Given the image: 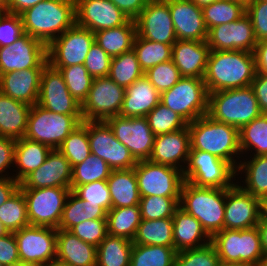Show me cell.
<instances>
[{
    "mask_svg": "<svg viewBox=\"0 0 267 266\" xmlns=\"http://www.w3.org/2000/svg\"><path fill=\"white\" fill-rule=\"evenodd\" d=\"M255 74L253 52L210 50L203 80L212 93L250 86Z\"/></svg>",
    "mask_w": 267,
    "mask_h": 266,
    "instance_id": "cell-1",
    "label": "cell"
},
{
    "mask_svg": "<svg viewBox=\"0 0 267 266\" xmlns=\"http://www.w3.org/2000/svg\"><path fill=\"white\" fill-rule=\"evenodd\" d=\"M188 130L190 150L208 152L229 162L235 169L238 168L242 155L237 127L216 121L205 114L188 123Z\"/></svg>",
    "mask_w": 267,
    "mask_h": 266,
    "instance_id": "cell-2",
    "label": "cell"
},
{
    "mask_svg": "<svg viewBox=\"0 0 267 266\" xmlns=\"http://www.w3.org/2000/svg\"><path fill=\"white\" fill-rule=\"evenodd\" d=\"M20 16L24 33L48 46L76 23L75 0H45Z\"/></svg>",
    "mask_w": 267,
    "mask_h": 266,
    "instance_id": "cell-3",
    "label": "cell"
},
{
    "mask_svg": "<svg viewBox=\"0 0 267 266\" xmlns=\"http://www.w3.org/2000/svg\"><path fill=\"white\" fill-rule=\"evenodd\" d=\"M226 189L197 187L184 181L179 207L195 217L212 237L224 229Z\"/></svg>",
    "mask_w": 267,
    "mask_h": 266,
    "instance_id": "cell-4",
    "label": "cell"
},
{
    "mask_svg": "<svg viewBox=\"0 0 267 266\" xmlns=\"http://www.w3.org/2000/svg\"><path fill=\"white\" fill-rule=\"evenodd\" d=\"M262 114L251 86L209 93L207 115L240 129Z\"/></svg>",
    "mask_w": 267,
    "mask_h": 266,
    "instance_id": "cell-5",
    "label": "cell"
},
{
    "mask_svg": "<svg viewBox=\"0 0 267 266\" xmlns=\"http://www.w3.org/2000/svg\"><path fill=\"white\" fill-rule=\"evenodd\" d=\"M219 261L242 266H261L264 253L257 227L245 230L223 229L211 237Z\"/></svg>",
    "mask_w": 267,
    "mask_h": 266,
    "instance_id": "cell-6",
    "label": "cell"
},
{
    "mask_svg": "<svg viewBox=\"0 0 267 266\" xmlns=\"http://www.w3.org/2000/svg\"><path fill=\"white\" fill-rule=\"evenodd\" d=\"M82 115L50 112L38 104L31 106L25 138L58 149L65 138L83 122Z\"/></svg>",
    "mask_w": 267,
    "mask_h": 266,
    "instance_id": "cell-7",
    "label": "cell"
},
{
    "mask_svg": "<svg viewBox=\"0 0 267 266\" xmlns=\"http://www.w3.org/2000/svg\"><path fill=\"white\" fill-rule=\"evenodd\" d=\"M184 180L197 187L231 188L236 182V169L227 161L208 152L190 150L183 171Z\"/></svg>",
    "mask_w": 267,
    "mask_h": 266,
    "instance_id": "cell-8",
    "label": "cell"
},
{
    "mask_svg": "<svg viewBox=\"0 0 267 266\" xmlns=\"http://www.w3.org/2000/svg\"><path fill=\"white\" fill-rule=\"evenodd\" d=\"M208 95L203 79L182 77L172 88L160 93V102L190 123L207 114Z\"/></svg>",
    "mask_w": 267,
    "mask_h": 266,
    "instance_id": "cell-9",
    "label": "cell"
},
{
    "mask_svg": "<svg viewBox=\"0 0 267 266\" xmlns=\"http://www.w3.org/2000/svg\"><path fill=\"white\" fill-rule=\"evenodd\" d=\"M20 190L26 199L29 224L58 229L71 188L46 187Z\"/></svg>",
    "mask_w": 267,
    "mask_h": 266,
    "instance_id": "cell-10",
    "label": "cell"
},
{
    "mask_svg": "<svg viewBox=\"0 0 267 266\" xmlns=\"http://www.w3.org/2000/svg\"><path fill=\"white\" fill-rule=\"evenodd\" d=\"M134 170L140 197H180L183 171L149 160L138 161Z\"/></svg>",
    "mask_w": 267,
    "mask_h": 266,
    "instance_id": "cell-11",
    "label": "cell"
},
{
    "mask_svg": "<svg viewBox=\"0 0 267 266\" xmlns=\"http://www.w3.org/2000/svg\"><path fill=\"white\" fill-rule=\"evenodd\" d=\"M125 88L109 76L94 78L87 98L81 104L84 121H105L119 116L124 100Z\"/></svg>",
    "mask_w": 267,
    "mask_h": 266,
    "instance_id": "cell-12",
    "label": "cell"
},
{
    "mask_svg": "<svg viewBox=\"0 0 267 266\" xmlns=\"http://www.w3.org/2000/svg\"><path fill=\"white\" fill-rule=\"evenodd\" d=\"M13 233L21 262L47 266L56 261V228L29 225Z\"/></svg>",
    "mask_w": 267,
    "mask_h": 266,
    "instance_id": "cell-13",
    "label": "cell"
},
{
    "mask_svg": "<svg viewBox=\"0 0 267 266\" xmlns=\"http://www.w3.org/2000/svg\"><path fill=\"white\" fill-rule=\"evenodd\" d=\"M94 42V32L75 23L47 46L48 63L52 67L84 64Z\"/></svg>",
    "mask_w": 267,
    "mask_h": 266,
    "instance_id": "cell-14",
    "label": "cell"
},
{
    "mask_svg": "<svg viewBox=\"0 0 267 266\" xmlns=\"http://www.w3.org/2000/svg\"><path fill=\"white\" fill-rule=\"evenodd\" d=\"M91 154L103 159L112 170H128L136 166L129 149L116 137L106 121H88Z\"/></svg>",
    "mask_w": 267,
    "mask_h": 266,
    "instance_id": "cell-15",
    "label": "cell"
},
{
    "mask_svg": "<svg viewBox=\"0 0 267 266\" xmlns=\"http://www.w3.org/2000/svg\"><path fill=\"white\" fill-rule=\"evenodd\" d=\"M105 121L116 139L129 149L137 162L149 159L155 135L146 117L112 116Z\"/></svg>",
    "mask_w": 267,
    "mask_h": 266,
    "instance_id": "cell-16",
    "label": "cell"
},
{
    "mask_svg": "<svg viewBox=\"0 0 267 266\" xmlns=\"http://www.w3.org/2000/svg\"><path fill=\"white\" fill-rule=\"evenodd\" d=\"M47 63V46L27 33L11 45L0 47V75L11 71L44 68Z\"/></svg>",
    "mask_w": 267,
    "mask_h": 266,
    "instance_id": "cell-17",
    "label": "cell"
},
{
    "mask_svg": "<svg viewBox=\"0 0 267 266\" xmlns=\"http://www.w3.org/2000/svg\"><path fill=\"white\" fill-rule=\"evenodd\" d=\"M37 104L42 108L65 115H82L81 105L68 91L62 73L49 63L42 70Z\"/></svg>",
    "mask_w": 267,
    "mask_h": 266,
    "instance_id": "cell-18",
    "label": "cell"
},
{
    "mask_svg": "<svg viewBox=\"0 0 267 266\" xmlns=\"http://www.w3.org/2000/svg\"><path fill=\"white\" fill-rule=\"evenodd\" d=\"M134 21L137 35L141 38L164 44L177 41L169 0L148 1Z\"/></svg>",
    "mask_w": 267,
    "mask_h": 266,
    "instance_id": "cell-19",
    "label": "cell"
},
{
    "mask_svg": "<svg viewBox=\"0 0 267 266\" xmlns=\"http://www.w3.org/2000/svg\"><path fill=\"white\" fill-rule=\"evenodd\" d=\"M206 42L210 50L217 51L253 52L257 44L251 19L246 13L237 21L210 28Z\"/></svg>",
    "mask_w": 267,
    "mask_h": 266,
    "instance_id": "cell-20",
    "label": "cell"
},
{
    "mask_svg": "<svg viewBox=\"0 0 267 266\" xmlns=\"http://www.w3.org/2000/svg\"><path fill=\"white\" fill-rule=\"evenodd\" d=\"M237 183V184H236ZM226 189L224 229L245 230L259 222V200L244 191L237 182Z\"/></svg>",
    "mask_w": 267,
    "mask_h": 266,
    "instance_id": "cell-21",
    "label": "cell"
},
{
    "mask_svg": "<svg viewBox=\"0 0 267 266\" xmlns=\"http://www.w3.org/2000/svg\"><path fill=\"white\" fill-rule=\"evenodd\" d=\"M76 24L92 32L125 25L130 18L110 0H75Z\"/></svg>",
    "mask_w": 267,
    "mask_h": 266,
    "instance_id": "cell-22",
    "label": "cell"
},
{
    "mask_svg": "<svg viewBox=\"0 0 267 266\" xmlns=\"http://www.w3.org/2000/svg\"><path fill=\"white\" fill-rule=\"evenodd\" d=\"M72 169L65 156L58 149H52L45 162L20 182L19 189L71 188Z\"/></svg>",
    "mask_w": 267,
    "mask_h": 266,
    "instance_id": "cell-23",
    "label": "cell"
},
{
    "mask_svg": "<svg viewBox=\"0 0 267 266\" xmlns=\"http://www.w3.org/2000/svg\"><path fill=\"white\" fill-rule=\"evenodd\" d=\"M190 151L188 126L183 129L155 136L149 161L184 171Z\"/></svg>",
    "mask_w": 267,
    "mask_h": 266,
    "instance_id": "cell-24",
    "label": "cell"
},
{
    "mask_svg": "<svg viewBox=\"0 0 267 266\" xmlns=\"http://www.w3.org/2000/svg\"><path fill=\"white\" fill-rule=\"evenodd\" d=\"M169 10L177 40L206 41L208 29L202 7L192 0H169Z\"/></svg>",
    "mask_w": 267,
    "mask_h": 266,
    "instance_id": "cell-25",
    "label": "cell"
},
{
    "mask_svg": "<svg viewBox=\"0 0 267 266\" xmlns=\"http://www.w3.org/2000/svg\"><path fill=\"white\" fill-rule=\"evenodd\" d=\"M209 52L206 41L177 40L172 45V61L182 77L203 79Z\"/></svg>",
    "mask_w": 267,
    "mask_h": 266,
    "instance_id": "cell-26",
    "label": "cell"
},
{
    "mask_svg": "<svg viewBox=\"0 0 267 266\" xmlns=\"http://www.w3.org/2000/svg\"><path fill=\"white\" fill-rule=\"evenodd\" d=\"M42 70L43 68H30L1 74L0 91L33 106L38 102Z\"/></svg>",
    "mask_w": 267,
    "mask_h": 266,
    "instance_id": "cell-27",
    "label": "cell"
},
{
    "mask_svg": "<svg viewBox=\"0 0 267 266\" xmlns=\"http://www.w3.org/2000/svg\"><path fill=\"white\" fill-rule=\"evenodd\" d=\"M97 247L68 230L57 229L56 261L67 266H96Z\"/></svg>",
    "mask_w": 267,
    "mask_h": 266,
    "instance_id": "cell-28",
    "label": "cell"
},
{
    "mask_svg": "<svg viewBox=\"0 0 267 266\" xmlns=\"http://www.w3.org/2000/svg\"><path fill=\"white\" fill-rule=\"evenodd\" d=\"M160 102V93L145 77L137 79L125 89L121 117H146Z\"/></svg>",
    "mask_w": 267,
    "mask_h": 266,
    "instance_id": "cell-29",
    "label": "cell"
},
{
    "mask_svg": "<svg viewBox=\"0 0 267 266\" xmlns=\"http://www.w3.org/2000/svg\"><path fill=\"white\" fill-rule=\"evenodd\" d=\"M173 240L176 252L196 249L211 243V237L201 223L178 207L173 214Z\"/></svg>",
    "mask_w": 267,
    "mask_h": 266,
    "instance_id": "cell-30",
    "label": "cell"
},
{
    "mask_svg": "<svg viewBox=\"0 0 267 266\" xmlns=\"http://www.w3.org/2000/svg\"><path fill=\"white\" fill-rule=\"evenodd\" d=\"M31 105L0 91V136L14 140L25 136Z\"/></svg>",
    "mask_w": 267,
    "mask_h": 266,
    "instance_id": "cell-31",
    "label": "cell"
},
{
    "mask_svg": "<svg viewBox=\"0 0 267 266\" xmlns=\"http://www.w3.org/2000/svg\"><path fill=\"white\" fill-rule=\"evenodd\" d=\"M51 148L39 142L22 137L15 141L14 166L12 178L21 182L27 175L38 169L46 160Z\"/></svg>",
    "mask_w": 267,
    "mask_h": 266,
    "instance_id": "cell-32",
    "label": "cell"
},
{
    "mask_svg": "<svg viewBox=\"0 0 267 266\" xmlns=\"http://www.w3.org/2000/svg\"><path fill=\"white\" fill-rule=\"evenodd\" d=\"M106 181L111 194L112 208L139 206L141 197L134 168L112 170Z\"/></svg>",
    "mask_w": 267,
    "mask_h": 266,
    "instance_id": "cell-33",
    "label": "cell"
},
{
    "mask_svg": "<svg viewBox=\"0 0 267 266\" xmlns=\"http://www.w3.org/2000/svg\"><path fill=\"white\" fill-rule=\"evenodd\" d=\"M242 160L236 169V176L241 174L237 178L245 179L240 181L243 184L238 185L257 198L267 195V155L251 156L249 160L245 157Z\"/></svg>",
    "mask_w": 267,
    "mask_h": 266,
    "instance_id": "cell-34",
    "label": "cell"
},
{
    "mask_svg": "<svg viewBox=\"0 0 267 266\" xmlns=\"http://www.w3.org/2000/svg\"><path fill=\"white\" fill-rule=\"evenodd\" d=\"M136 35V25L135 21L132 19L125 25L100 30L94 33L95 42L111 58L133 49Z\"/></svg>",
    "mask_w": 267,
    "mask_h": 266,
    "instance_id": "cell-35",
    "label": "cell"
},
{
    "mask_svg": "<svg viewBox=\"0 0 267 266\" xmlns=\"http://www.w3.org/2000/svg\"><path fill=\"white\" fill-rule=\"evenodd\" d=\"M106 217L107 211L103 207L87 203L71 191L66 199L58 229L69 231L84 220L107 219Z\"/></svg>",
    "mask_w": 267,
    "mask_h": 266,
    "instance_id": "cell-36",
    "label": "cell"
},
{
    "mask_svg": "<svg viewBox=\"0 0 267 266\" xmlns=\"http://www.w3.org/2000/svg\"><path fill=\"white\" fill-rule=\"evenodd\" d=\"M132 242L138 245L174 246L172 217L142 219Z\"/></svg>",
    "mask_w": 267,
    "mask_h": 266,
    "instance_id": "cell-37",
    "label": "cell"
},
{
    "mask_svg": "<svg viewBox=\"0 0 267 266\" xmlns=\"http://www.w3.org/2000/svg\"><path fill=\"white\" fill-rule=\"evenodd\" d=\"M108 235L133 241L142 220L140 206L112 208L107 212Z\"/></svg>",
    "mask_w": 267,
    "mask_h": 266,
    "instance_id": "cell-38",
    "label": "cell"
},
{
    "mask_svg": "<svg viewBox=\"0 0 267 266\" xmlns=\"http://www.w3.org/2000/svg\"><path fill=\"white\" fill-rule=\"evenodd\" d=\"M239 146L242 157L250 151V156L267 155V114H261L239 129Z\"/></svg>",
    "mask_w": 267,
    "mask_h": 266,
    "instance_id": "cell-39",
    "label": "cell"
},
{
    "mask_svg": "<svg viewBox=\"0 0 267 266\" xmlns=\"http://www.w3.org/2000/svg\"><path fill=\"white\" fill-rule=\"evenodd\" d=\"M133 242L107 235L97 247L96 266H130Z\"/></svg>",
    "mask_w": 267,
    "mask_h": 266,
    "instance_id": "cell-40",
    "label": "cell"
},
{
    "mask_svg": "<svg viewBox=\"0 0 267 266\" xmlns=\"http://www.w3.org/2000/svg\"><path fill=\"white\" fill-rule=\"evenodd\" d=\"M174 246L133 244L130 266H174Z\"/></svg>",
    "mask_w": 267,
    "mask_h": 266,
    "instance_id": "cell-41",
    "label": "cell"
},
{
    "mask_svg": "<svg viewBox=\"0 0 267 266\" xmlns=\"http://www.w3.org/2000/svg\"><path fill=\"white\" fill-rule=\"evenodd\" d=\"M108 76L125 89L144 76V71L138 62L135 51L131 49L119 56L113 57Z\"/></svg>",
    "mask_w": 267,
    "mask_h": 266,
    "instance_id": "cell-42",
    "label": "cell"
},
{
    "mask_svg": "<svg viewBox=\"0 0 267 266\" xmlns=\"http://www.w3.org/2000/svg\"><path fill=\"white\" fill-rule=\"evenodd\" d=\"M172 45L149 41L136 35L133 50L144 72L157 64L172 60Z\"/></svg>",
    "mask_w": 267,
    "mask_h": 266,
    "instance_id": "cell-43",
    "label": "cell"
},
{
    "mask_svg": "<svg viewBox=\"0 0 267 266\" xmlns=\"http://www.w3.org/2000/svg\"><path fill=\"white\" fill-rule=\"evenodd\" d=\"M58 150L69 161L72 168L82 163L89 155L91 150L88 137V121H83L74 129L62 142Z\"/></svg>",
    "mask_w": 267,
    "mask_h": 266,
    "instance_id": "cell-44",
    "label": "cell"
},
{
    "mask_svg": "<svg viewBox=\"0 0 267 266\" xmlns=\"http://www.w3.org/2000/svg\"><path fill=\"white\" fill-rule=\"evenodd\" d=\"M112 169L100 157L89 155L82 163L72 169L71 191L79 185L95 181H106Z\"/></svg>",
    "mask_w": 267,
    "mask_h": 266,
    "instance_id": "cell-45",
    "label": "cell"
},
{
    "mask_svg": "<svg viewBox=\"0 0 267 266\" xmlns=\"http://www.w3.org/2000/svg\"><path fill=\"white\" fill-rule=\"evenodd\" d=\"M0 220L9 232H15L30 225L26 199L20 189L0 206Z\"/></svg>",
    "mask_w": 267,
    "mask_h": 266,
    "instance_id": "cell-46",
    "label": "cell"
},
{
    "mask_svg": "<svg viewBox=\"0 0 267 266\" xmlns=\"http://www.w3.org/2000/svg\"><path fill=\"white\" fill-rule=\"evenodd\" d=\"M202 13L207 29L237 21L246 13V8L230 0H219L202 7Z\"/></svg>",
    "mask_w": 267,
    "mask_h": 266,
    "instance_id": "cell-47",
    "label": "cell"
},
{
    "mask_svg": "<svg viewBox=\"0 0 267 266\" xmlns=\"http://www.w3.org/2000/svg\"><path fill=\"white\" fill-rule=\"evenodd\" d=\"M149 127L155 136L174 132L188 126L176 112L159 102L146 116Z\"/></svg>",
    "mask_w": 267,
    "mask_h": 266,
    "instance_id": "cell-48",
    "label": "cell"
},
{
    "mask_svg": "<svg viewBox=\"0 0 267 266\" xmlns=\"http://www.w3.org/2000/svg\"><path fill=\"white\" fill-rule=\"evenodd\" d=\"M54 68L62 73L68 91L81 105L87 98L94 78L87 72L83 64Z\"/></svg>",
    "mask_w": 267,
    "mask_h": 266,
    "instance_id": "cell-49",
    "label": "cell"
},
{
    "mask_svg": "<svg viewBox=\"0 0 267 266\" xmlns=\"http://www.w3.org/2000/svg\"><path fill=\"white\" fill-rule=\"evenodd\" d=\"M180 197L147 196L140 198L141 218L163 219L173 217L179 207Z\"/></svg>",
    "mask_w": 267,
    "mask_h": 266,
    "instance_id": "cell-50",
    "label": "cell"
},
{
    "mask_svg": "<svg viewBox=\"0 0 267 266\" xmlns=\"http://www.w3.org/2000/svg\"><path fill=\"white\" fill-rule=\"evenodd\" d=\"M219 263L216 249L210 243L201 248L176 252L174 266H217Z\"/></svg>",
    "mask_w": 267,
    "mask_h": 266,
    "instance_id": "cell-51",
    "label": "cell"
},
{
    "mask_svg": "<svg viewBox=\"0 0 267 266\" xmlns=\"http://www.w3.org/2000/svg\"><path fill=\"white\" fill-rule=\"evenodd\" d=\"M144 76L159 93L172 88L182 78L172 60L157 64L144 72Z\"/></svg>",
    "mask_w": 267,
    "mask_h": 266,
    "instance_id": "cell-52",
    "label": "cell"
},
{
    "mask_svg": "<svg viewBox=\"0 0 267 266\" xmlns=\"http://www.w3.org/2000/svg\"><path fill=\"white\" fill-rule=\"evenodd\" d=\"M72 192L87 203L97 204L107 212L112 209L111 194L107 181H95L76 186Z\"/></svg>",
    "mask_w": 267,
    "mask_h": 266,
    "instance_id": "cell-53",
    "label": "cell"
},
{
    "mask_svg": "<svg viewBox=\"0 0 267 266\" xmlns=\"http://www.w3.org/2000/svg\"><path fill=\"white\" fill-rule=\"evenodd\" d=\"M69 231L82 241L98 247L108 235L107 219L84 220Z\"/></svg>",
    "mask_w": 267,
    "mask_h": 266,
    "instance_id": "cell-54",
    "label": "cell"
},
{
    "mask_svg": "<svg viewBox=\"0 0 267 266\" xmlns=\"http://www.w3.org/2000/svg\"><path fill=\"white\" fill-rule=\"evenodd\" d=\"M111 57L94 42L84 61L87 72L93 78H100L109 75Z\"/></svg>",
    "mask_w": 267,
    "mask_h": 266,
    "instance_id": "cell-55",
    "label": "cell"
},
{
    "mask_svg": "<svg viewBox=\"0 0 267 266\" xmlns=\"http://www.w3.org/2000/svg\"><path fill=\"white\" fill-rule=\"evenodd\" d=\"M246 14L251 19L255 38L258 41L267 39V1L252 0L246 7Z\"/></svg>",
    "mask_w": 267,
    "mask_h": 266,
    "instance_id": "cell-56",
    "label": "cell"
},
{
    "mask_svg": "<svg viewBox=\"0 0 267 266\" xmlns=\"http://www.w3.org/2000/svg\"><path fill=\"white\" fill-rule=\"evenodd\" d=\"M24 34L19 14L6 12L0 19V47L11 45Z\"/></svg>",
    "mask_w": 267,
    "mask_h": 266,
    "instance_id": "cell-57",
    "label": "cell"
},
{
    "mask_svg": "<svg viewBox=\"0 0 267 266\" xmlns=\"http://www.w3.org/2000/svg\"><path fill=\"white\" fill-rule=\"evenodd\" d=\"M18 245L13 232L0 238V263L3 266L19 263Z\"/></svg>",
    "mask_w": 267,
    "mask_h": 266,
    "instance_id": "cell-58",
    "label": "cell"
},
{
    "mask_svg": "<svg viewBox=\"0 0 267 266\" xmlns=\"http://www.w3.org/2000/svg\"><path fill=\"white\" fill-rule=\"evenodd\" d=\"M15 141L0 136V179L12 177L8 169L14 165Z\"/></svg>",
    "mask_w": 267,
    "mask_h": 266,
    "instance_id": "cell-59",
    "label": "cell"
},
{
    "mask_svg": "<svg viewBox=\"0 0 267 266\" xmlns=\"http://www.w3.org/2000/svg\"><path fill=\"white\" fill-rule=\"evenodd\" d=\"M250 86L257 98L262 114H267V74L256 73Z\"/></svg>",
    "mask_w": 267,
    "mask_h": 266,
    "instance_id": "cell-60",
    "label": "cell"
},
{
    "mask_svg": "<svg viewBox=\"0 0 267 266\" xmlns=\"http://www.w3.org/2000/svg\"><path fill=\"white\" fill-rule=\"evenodd\" d=\"M125 15L134 20L145 8L147 0H110Z\"/></svg>",
    "mask_w": 267,
    "mask_h": 266,
    "instance_id": "cell-61",
    "label": "cell"
},
{
    "mask_svg": "<svg viewBox=\"0 0 267 266\" xmlns=\"http://www.w3.org/2000/svg\"><path fill=\"white\" fill-rule=\"evenodd\" d=\"M253 54L256 73L267 74V39L257 42Z\"/></svg>",
    "mask_w": 267,
    "mask_h": 266,
    "instance_id": "cell-62",
    "label": "cell"
},
{
    "mask_svg": "<svg viewBox=\"0 0 267 266\" xmlns=\"http://www.w3.org/2000/svg\"><path fill=\"white\" fill-rule=\"evenodd\" d=\"M20 188V183L12 177L0 179V206Z\"/></svg>",
    "mask_w": 267,
    "mask_h": 266,
    "instance_id": "cell-63",
    "label": "cell"
},
{
    "mask_svg": "<svg viewBox=\"0 0 267 266\" xmlns=\"http://www.w3.org/2000/svg\"><path fill=\"white\" fill-rule=\"evenodd\" d=\"M45 0H6L5 9L7 12L21 14L26 9L37 5Z\"/></svg>",
    "mask_w": 267,
    "mask_h": 266,
    "instance_id": "cell-64",
    "label": "cell"
},
{
    "mask_svg": "<svg viewBox=\"0 0 267 266\" xmlns=\"http://www.w3.org/2000/svg\"><path fill=\"white\" fill-rule=\"evenodd\" d=\"M256 227L259 232L263 253L267 255V221H259Z\"/></svg>",
    "mask_w": 267,
    "mask_h": 266,
    "instance_id": "cell-65",
    "label": "cell"
},
{
    "mask_svg": "<svg viewBox=\"0 0 267 266\" xmlns=\"http://www.w3.org/2000/svg\"><path fill=\"white\" fill-rule=\"evenodd\" d=\"M259 200V221H267V195L261 196Z\"/></svg>",
    "mask_w": 267,
    "mask_h": 266,
    "instance_id": "cell-66",
    "label": "cell"
},
{
    "mask_svg": "<svg viewBox=\"0 0 267 266\" xmlns=\"http://www.w3.org/2000/svg\"><path fill=\"white\" fill-rule=\"evenodd\" d=\"M196 5H198L199 7H203V6H206V5H209V4H212L216 1H219V0H192Z\"/></svg>",
    "mask_w": 267,
    "mask_h": 266,
    "instance_id": "cell-67",
    "label": "cell"
},
{
    "mask_svg": "<svg viewBox=\"0 0 267 266\" xmlns=\"http://www.w3.org/2000/svg\"><path fill=\"white\" fill-rule=\"evenodd\" d=\"M9 233H10L9 230L4 226V224L0 220V238L6 236Z\"/></svg>",
    "mask_w": 267,
    "mask_h": 266,
    "instance_id": "cell-68",
    "label": "cell"
},
{
    "mask_svg": "<svg viewBox=\"0 0 267 266\" xmlns=\"http://www.w3.org/2000/svg\"><path fill=\"white\" fill-rule=\"evenodd\" d=\"M230 1L239 3V4H241L243 7L246 8L252 0H230Z\"/></svg>",
    "mask_w": 267,
    "mask_h": 266,
    "instance_id": "cell-69",
    "label": "cell"
},
{
    "mask_svg": "<svg viewBox=\"0 0 267 266\" xmlns=\"http://www.w3.org/2000/svg\"><path fill=\"white\" fill-rule=\"evenodd\" d=\"M7 266H38V265L19 262V263H16L13 265H7Z\"/></svg>",
    "mask_w": 267,
    "mask_h": 266,
    "instance_id": "cell-70",
    "label": "cell"
},
{
    "mask_svg": "<svg viewBox=\"0 0 267 266\" xmlns=\"http://www.w3.org/2000/svg\"><path fill=\"white\" fill-rule=\"evenodd\" d=\"M217 266H242V265L220 262Z\"/></svg>",
    "mask_w": 267,
    "mask_h": 266,
    "instance_id": "cell-71",
    "label": "cell"
},
{
    "mask_svg": "<svg viewBox=\"0 0 267 266\" xmlns=\"http://www.w3.org/2000/svg\"><path fill=\"white\" fill-rule=\"evenodd\" d=\"M47 266H67V265L62 264V263H59V262H57V261H54V262L50 263V264L47 265Z\"/></svg>",
    "mask_w": 267,
    "mask_h": 266,
    "instance_id": "cell-72",
    "label": "cell"
},
{
    "mask_svg": "<svg viewBox=\"0 0 267 266\" xmlns=\"http://www.w3.org/2000/svg\"><path fill=\"white\" fill-rule=\"evenodd\" d=\"M261 266H267V255H264Z\"/></svg>",
    "mask_w": 267,
    "mask_h": 266,
    "instance_id": "cell-73",
    "label": "cell"
},
{
    "mask_svg": "<svg viewBox=\"0 0 267 266\" xmlns=\"http://www.w3.org/2000/svg\"><path fill=\"white\" fill-rule=\"evenodd\" d=\"M6 0H0V9H5Z\"/></svg>",
    "mask_w": 267,
    "mask_h": 266,
    "instance_id": "cell-74",
    "label": "cell"
},
{
    "mask_svg": "<svg viewBox=\"0 0 267 266\" xmlns=\"http://www.w3.org/2000/svg\"><path fill=\"white\" fill-rule=\"evenodd\" d=\"M6 12V9H0V19Z\"/></svg>",
    "mask_w": 267,
    "mask_h": 266,
    "instance_id": "cell-75",
    "label": "cell"
}]
</instances>
